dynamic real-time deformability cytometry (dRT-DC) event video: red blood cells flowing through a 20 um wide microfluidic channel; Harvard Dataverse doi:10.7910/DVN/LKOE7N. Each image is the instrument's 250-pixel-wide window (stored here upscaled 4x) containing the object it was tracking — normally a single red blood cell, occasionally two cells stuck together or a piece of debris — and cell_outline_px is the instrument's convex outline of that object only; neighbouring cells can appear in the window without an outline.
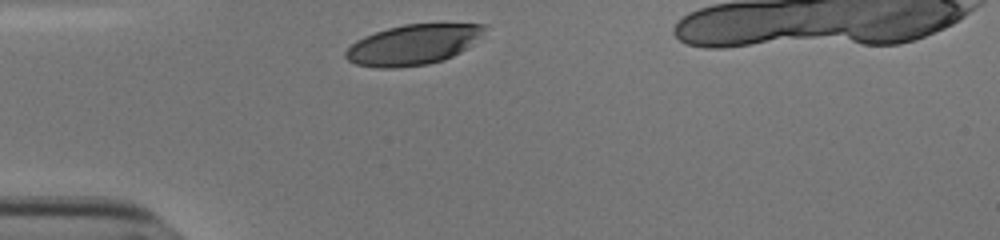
{"species": "human", "species_latin": "Homo sapiens", "temperature_condition": "cold", "stored_images_in_passage": 23, "camera_frame_rate_fps": 3000, "um_per_image_px": 0.085, "donor": {"sex": "male"}, "frame": {"image": 1, "passage_image": 1, "time_ms": 0.0, "image_size_px": [1000, 240], "cell_outline_px": [[472, 24], [456, 48], [448, 56], [436, 60], [416, 64], [368, 64], [356, 44], [372, 36], [396, 28], [416, 24]], "centroid_in_image_um": [35.11, 3.73], "position_along_channel_um": 49.9, "area_um2": 24.39}}
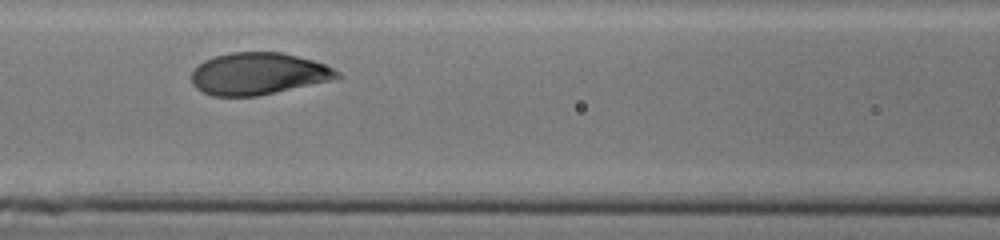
{"frame": {"image": 2, "passage_image": 10, "time_ms": 3.0, "image_size_px": [1000, 240], "cell_outline_px": [[328, 72], [280, 88], [264, 92], [212, 92], [228, 56], [288, 56], [320, 64], [328, 68]], "centroid_in_image_um": [22.48, 6.23], "position_along_channel_um": 144.1, "area_um2": 22.2}}
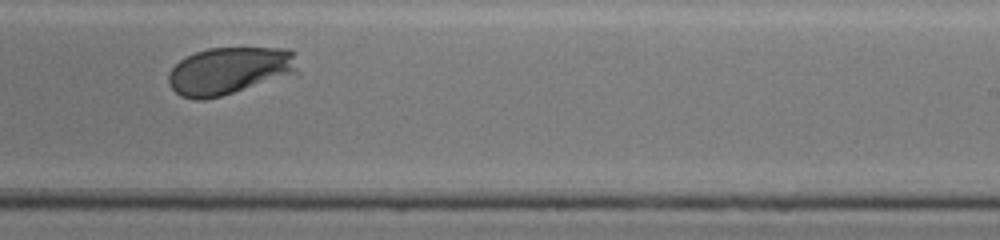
{"frame": {"image": 3, "passage_image": 20, "time_ms": 6.333, "image_size_px": [1000, 240], "cell_outline_px": [[288, 52], [272, 68], [244, 84], [228, 92], [212, 96], [188, 96], [180, 92], [176, 88], [176, 68], [184, 60], [192, 56], [204, 52], [224, 48], [256, 48]], "centroid_in_image_um": [18.99, 5.94], "position_along_channel_um": 270.0, "area_um2": 26.41}}